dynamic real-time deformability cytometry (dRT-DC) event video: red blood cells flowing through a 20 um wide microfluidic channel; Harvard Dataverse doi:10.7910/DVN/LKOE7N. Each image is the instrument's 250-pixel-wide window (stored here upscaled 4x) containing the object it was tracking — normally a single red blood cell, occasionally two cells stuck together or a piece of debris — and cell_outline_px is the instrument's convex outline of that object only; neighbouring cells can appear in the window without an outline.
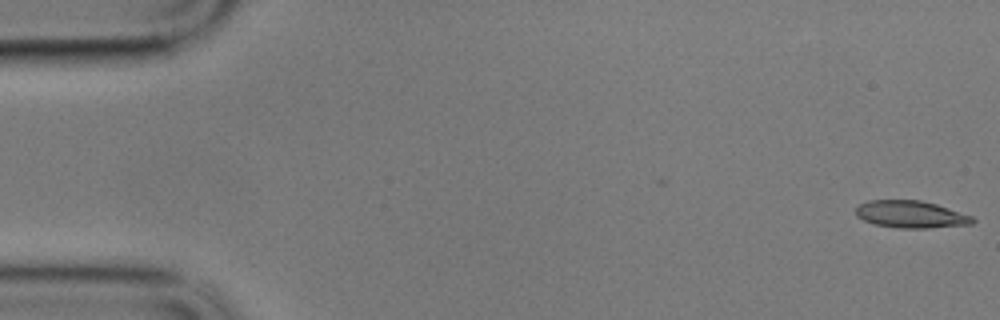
{"species": "common noctule bat (a hibernating species)", "species_latin": "Nyctalus noctula", "temperature_condition": "cold", "stored_images_in_passage": 44, "camera_frame_rate_fps": 3000, "um_per_image_px": 0.085, "animal": {"sex": "male", "body_mass_g": 17.9}, "frame": {"image": 1, "passage_image": 1, "time_ms": 0.0, "image_size_px": [1000, 320], "cell_outline_px": [[976, 220], [972, 224], [928, 228], [900, 228], [876, 224], [864, 220], [856, 216], [856, 208], [860, 204], [868, 200], [920, 200], [936, 204], [972, 216]], "centroid_in_image_um": [77.43, 18.22], "position_along_channel_um": 7.6, "area_um2": 18.38}}
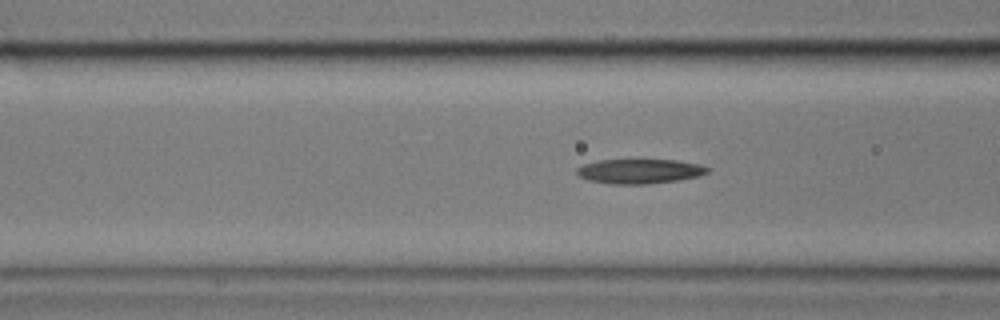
{"frame": {"image": 2, "passage_image": 22, "time_ms": 7.0, "image_size_px": [1000, 320], "cell_outline_px": [[712, 168], [708, 172], [700, 176], [676, 180], [648, 184], [608, 184], [588, 180], [580, 176], [576, 172], [576, 168], [584, 164], [600, 160], [676, 160], [700, 164]], "centroid_in_image_um": [54.39, 14.56], "position_along_channel_um": 112.2, "area_um2": 18.79}}
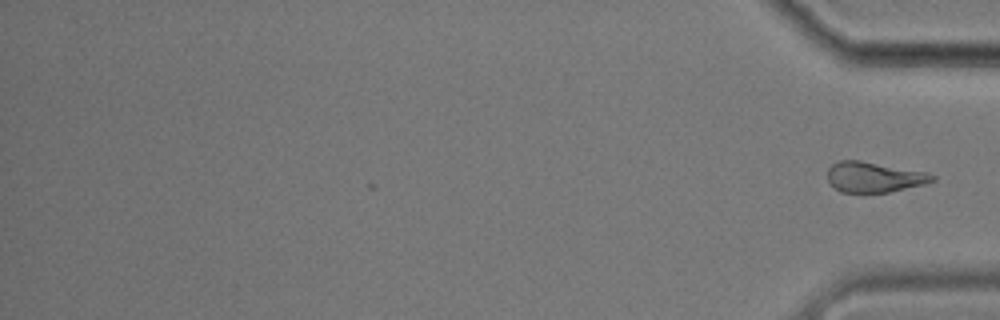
{"frame": {"image": 3, "passage_image": 44, "time_ms": 14.333, "image_size_px": [1000, 320], "cell_outline_px": [[936, 180], [888, 192], [840, 192], [828, 180], [828, 168], [832, 164], [840, 160], [860, 160], [924, 172], [936, 176]], "centroid_in_image_um": [74.24, 15.04], "position_along_channel_um": 361.0, "area_um2": 18.09}}